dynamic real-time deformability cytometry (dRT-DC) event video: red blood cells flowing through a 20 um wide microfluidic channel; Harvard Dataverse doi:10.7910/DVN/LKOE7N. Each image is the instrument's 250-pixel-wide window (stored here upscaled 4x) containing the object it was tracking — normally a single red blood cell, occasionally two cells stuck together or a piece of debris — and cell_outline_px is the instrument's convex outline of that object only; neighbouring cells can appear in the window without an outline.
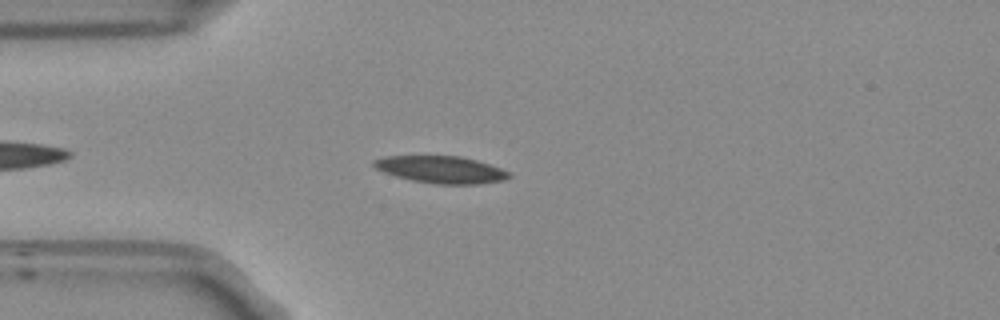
{"species": "Egyptian fruit bat (a non-hibernating species)", "species_latin": "Rousettus aegyptiacus", "temperature_condition": "room temperature", "stored_images_in_passage": 45, "camera_frame_rate_fps": 3000, "um_per_image_px": 0.085, "frame": {"image": 1, "passage_image": 6, "time_ms": 1.667, "image_size_px": [1000, 320], "cell_outline_px": [[512, 176], [504, 180], [476, 184], [440, 184], [412, 180], [396, 176], [384, 172], [376, 168], [372, 164], [372, 160], [384, 156], [460, 156], [476, 160], [500, 168], [508, 172]], "centroid_in_image_um": [37.47, 14.41], "position_along_channel_um": 47.5, "area_um2": 21.15}}
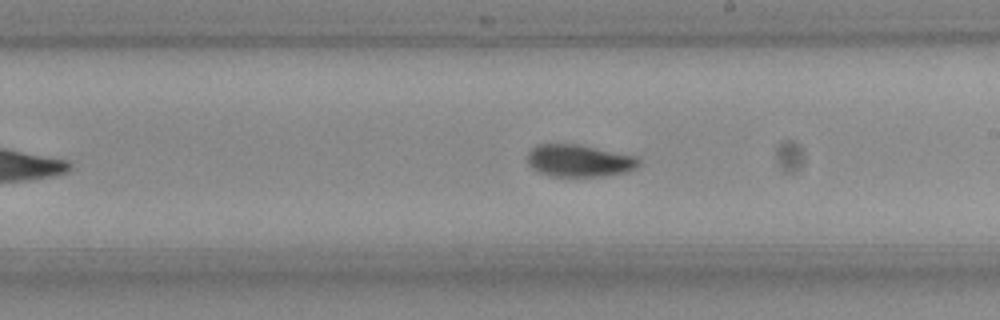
{"frame": {"image": 2, "passage_image": 22, "time_ms": 7.0, "image_size_px": [1000, 320], "cell_outline_px": [[640, 164], [636, 168], [624, 172], [604, 176], [552, 176], [536, 172], [528, 164], [528, 152], [532, 148], [540, 144], [576, 144], [636, 156], [640, 160]], "centroid_in_image_um": [49.21, 13.66], "position_along_channel_um": 239.8, "area_um2": 20.81}}
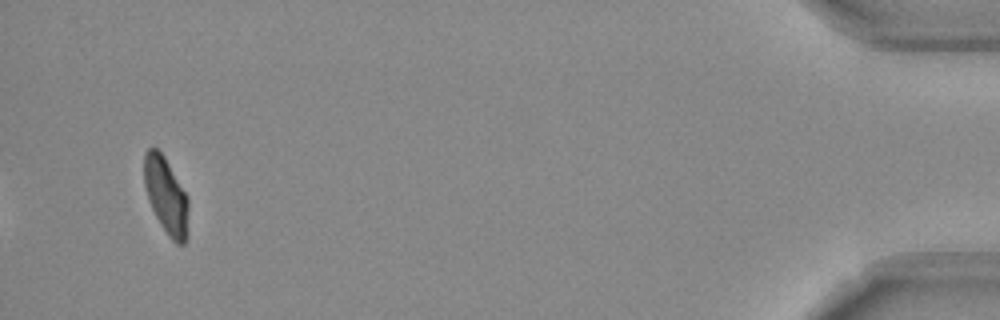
{"frame": {"image": 3, "passage_image": 43, "time_ms": 14.0, "image_size_px": [1000, 320], "cell_outline_px": [[188, 236], [184, 244], [176, 244], [168, 236], [160, 224], [148, 200], [144, 184], [144, 152], [148, 148], [156, 148], [164, 156], [188, 196]], "centroid_in_image_um": [14.13, 16.65], "position_along_channel_um": 421.1, "area_um2": 19.94}, "authors_computed_cell_mechanics": {"area_um2": 20.808, "velocity_mm_per_s": 3.798, "shape_relaxation_time_tau1_ms": 7.3535, "shape_relaxation_time_tau2_ms": 2.3303, "deformation_change_tau1": 0.1866, "deformation_change_tau2": 0.0715}}